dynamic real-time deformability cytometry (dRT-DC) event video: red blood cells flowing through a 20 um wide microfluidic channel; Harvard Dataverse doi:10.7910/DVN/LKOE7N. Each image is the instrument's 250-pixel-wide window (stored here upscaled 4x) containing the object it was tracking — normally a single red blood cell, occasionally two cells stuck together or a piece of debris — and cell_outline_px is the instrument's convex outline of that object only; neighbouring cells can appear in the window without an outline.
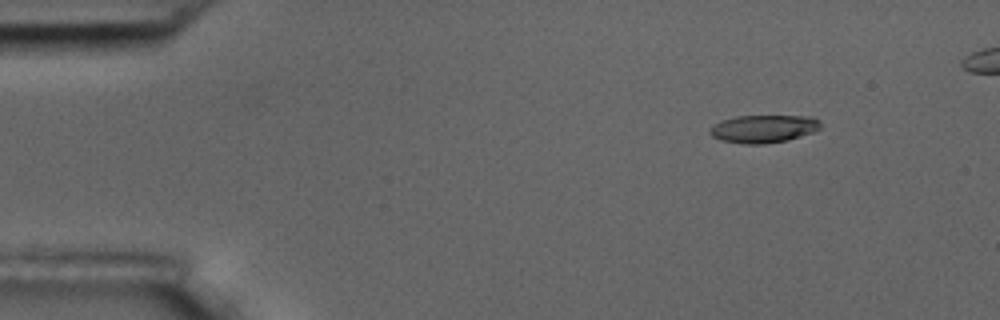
{"species": "common noctule bat (a hibernating species)", "species_latin": "Nyctalus noctula", "temperature_condition": "room temperature", "stored_images_in_passage": 5, "camera_frame_rate_fps": 3000, "um_per_image_px": 0.085, "animal": {"sex": "male", "body_mass_g": 17.5, "forearm_length_mm": 52.3}, "frame": {"image": 1, "passage_image": 2, "time_ms": 1.333, "image_size_px": [1000, 320], "cell_outline_px": [[820, 128], [812, 132], [788, 140], [764, 144], [744, 144], [720, 140], [712, 136], [708, 132], [720, 120], [736, 116], [812, 116], [820, 120]], "centroid_in_image_um": [64.9, 10.94], "position_along_channel_um": 20.1, "area_um2": 17.92}}